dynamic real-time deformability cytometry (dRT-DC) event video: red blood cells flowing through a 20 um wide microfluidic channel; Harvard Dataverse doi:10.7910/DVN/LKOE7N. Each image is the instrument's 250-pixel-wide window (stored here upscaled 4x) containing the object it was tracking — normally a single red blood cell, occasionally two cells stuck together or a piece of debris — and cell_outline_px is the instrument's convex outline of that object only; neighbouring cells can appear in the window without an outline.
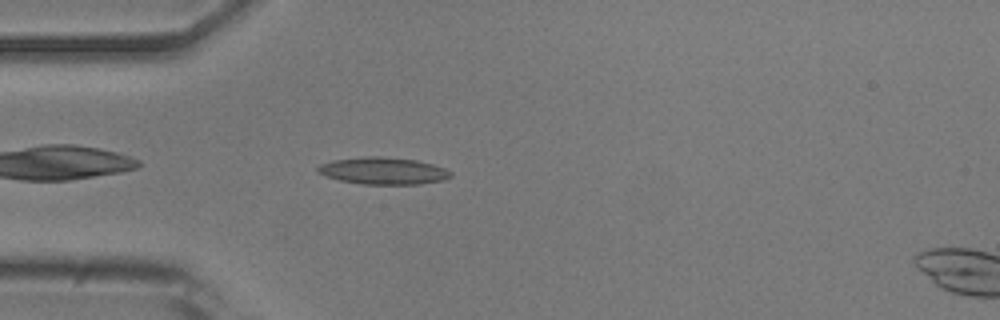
{"species": "common noctule bat (a hibernating species)", "species_latin": "Nyctalus noctula", "temperature_condition": "room temperature", "stored_images_in_passage": 40, "camera_frame_rate_fps": 3000, "um_per_image_px": 0.085, "animal": {"sex": "male", "body_mass_g": 20.5, "forearm_length_mm": 52.5}, "frame": {"image": 1, "passage_image": 3, "time_ms": 0.667, "image_size_px": [1000, 320], "cell_outline_px": [[452, 176], [444, 180], [420, 184], [360, 184], [340, 180], [324, 176], [316, 172], [316, 168], [320, 164], [332, 160], [364, 156], [380, 156], [416, 160], [432, 164], [444, 168], [452, 172]], "centroid_in_image_um": [32.54, 14.52], "position_along_channel_um": 52.5, "area_um2": 21.1}}
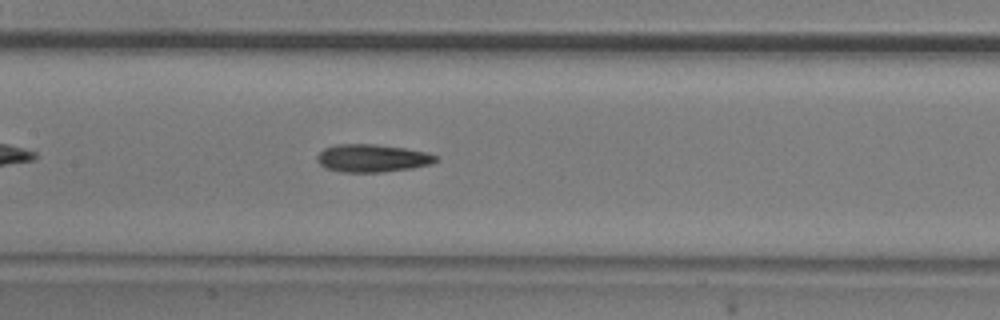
{"frame": {"image": 2, "passage_image": 13, "time_ms": 4.0, "image_size_px": [1000, 320], "cell_outline_px": [[440, 160], [432, 164], [412, 168], [384, 172], [340, 172], [324, 168], [316, 160], [316, 156], [324, 148], [336, 144], [376, 144], [404, 148], [428, 152], [436, 156]], "centroid_in_image_um": [31.64, 13.45], "position_along_channel_um": 175.8, "area_um2": 19.48}}
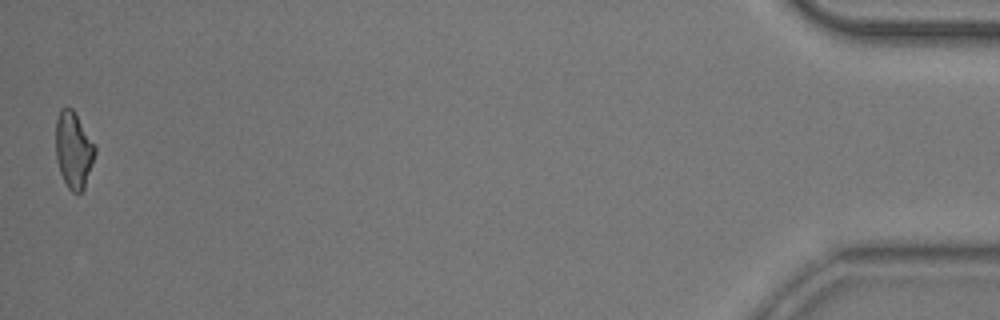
{"frame": {"image": 3, "passage_image": 40, "time_ms": 13.0, "image_size_px": [1000, 320], "cell_outline_px": [[96, 152], [84, 188], [80, 192], [72, 192], [68, 188], [60, 172], [56, 160], [56, 120], [60, 108], [72, 108], [96, 144]], "centroid_in_image_um": [6.26, 12.73], "position_along_channel_um": 428.9, "area_um2": 17.51}, "authors_computed_cell_mechanics": {"area_um2": 18.3804, "velocity_mm_per_s": 3.8819, "shape_relaxation_time_tau1_ms": 9.8201, "shape_relaxation_time_tau2_ms": 7.6923, "deformation_change_tau1": 0.2135, "deformation_change_tau2": 0.2117}}